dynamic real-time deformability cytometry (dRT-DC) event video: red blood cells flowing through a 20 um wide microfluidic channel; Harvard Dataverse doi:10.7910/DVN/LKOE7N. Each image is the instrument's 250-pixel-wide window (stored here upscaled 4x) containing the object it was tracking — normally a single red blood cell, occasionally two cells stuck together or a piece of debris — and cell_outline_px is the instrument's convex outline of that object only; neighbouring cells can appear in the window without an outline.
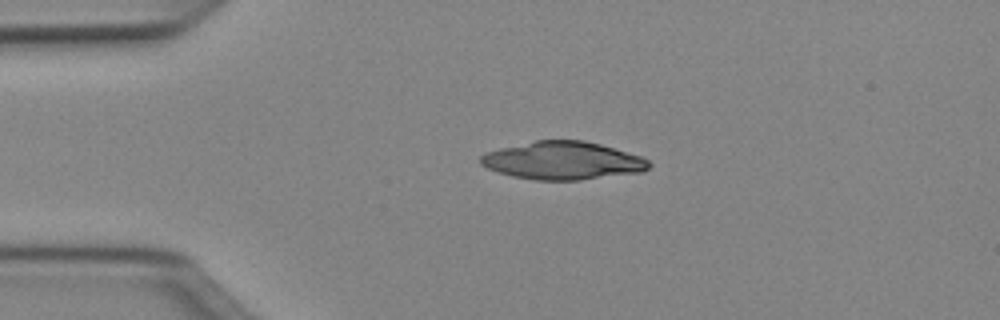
{"species": "Egyptian fruit bat (a non-hibernating species)", "species_latin": "Rousettus aegyptiacus", "temperature_condition": "cold", "stored_images_in_passage": 34, "camera_frame_rate_fps": 3000, "um_per_image_px": 0.085, "animal": {"sex": "female"}, "frame": {"image": 1, "passage_image": 1, "time_ms": 0.0, "image_size_px": [1000, 320], "cell_outline_px": [[652, 164], [648, 168], [640, 172], [580, 180], [536, 180], [512, 176], [488, 168], [480, 164], [480, 156], [484, 152], [500, 148], [536, 140], [584, 140], [600, 144], [640, 156], [648, 160]], "centroid_in_image_um": [47.81, 13.65], "position_along_channel_um": 37.2, "area_um2": 37.05}}